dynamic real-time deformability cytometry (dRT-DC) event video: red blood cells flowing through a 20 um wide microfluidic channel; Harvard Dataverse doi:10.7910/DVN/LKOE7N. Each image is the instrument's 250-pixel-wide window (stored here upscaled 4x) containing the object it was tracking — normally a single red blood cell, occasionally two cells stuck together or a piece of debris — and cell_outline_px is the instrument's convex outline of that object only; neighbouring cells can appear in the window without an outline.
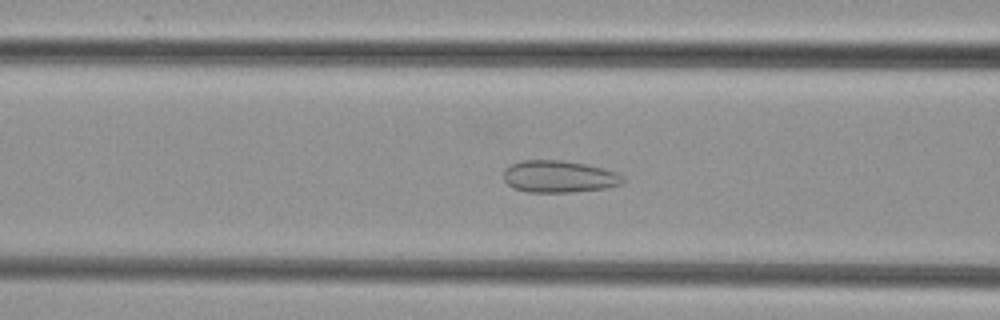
{"species": "common noctule bat (a hibernating species)", "species_latin": "Nyctalus noctula", "temperature_condition": "cold", "stored_images_in_passage": 52, "camera_frame_rate_fps": 3000, "um_per_image_px": 0.085, "animal": {"sex": "female", "body_mass_g": 29.2, "forearm_length_mm": 56.3}, "frame": {"image": 1, "passage_image": 21, "time_ms": 6.667, "image_size_px": [1000, 320], "cell_outline_px": [[624, 180], [620, 184], [608, 188], [572, 192], [528, 192], [512, 188], [504, 180], [504, 168], [512, 164], [524, 160], [560, 160], [584, 164], [616, 172]], "centroid_in_image_um": [47.47, 15.02], "position_along_channel_um": 119.1, "area_um2": 22.08}}
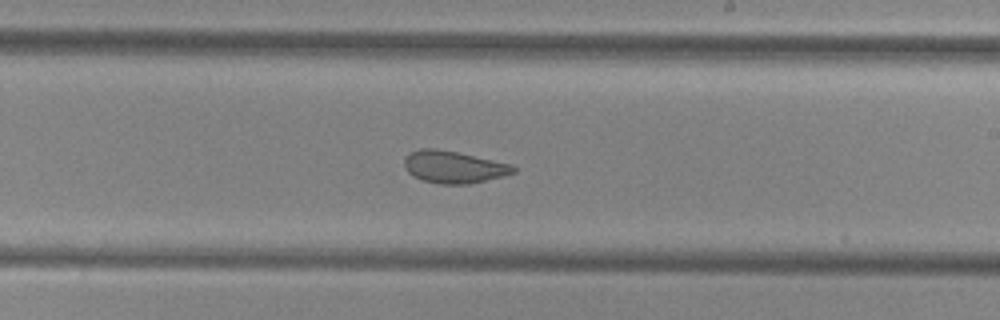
{"frame": {"image": 2, "passage_image": 31, "time_ms": 10.0, "image_size_px": [1000, 320], "cell_outline_px": [[516, 172], [504, 176], [468, 184], [440, 184], [424, 180], [412, 176], [404, 168], [404, 160], [412, 152], [420, 148], [436, 148], [456, 152], [512, 164], [516, 168]], "centroid_in_image_um": [38.57, 14.2], "position_along_channel_um": 250.4, "area_um2": 20.35}}
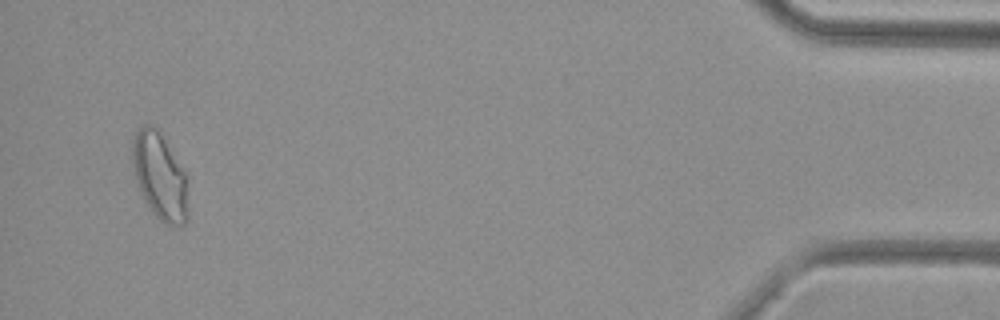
{"frame": {"image": 3, "passage_image": 50, "time_ms": 16.333, "image_size_px": [1000, 320], "cell_outline_px": [[188, 220], [184, 224], [164, 224], [148, 208], [140, 192], [136, 180], [132, 164], [132, 140], [136, 132], [144, 124], [152, 124], [160, 132], [188, 172]], "centroid_in_image_um": [13.62, 14.97], "position_along_channel_um": 421.6, "area_um2": 29.02}}